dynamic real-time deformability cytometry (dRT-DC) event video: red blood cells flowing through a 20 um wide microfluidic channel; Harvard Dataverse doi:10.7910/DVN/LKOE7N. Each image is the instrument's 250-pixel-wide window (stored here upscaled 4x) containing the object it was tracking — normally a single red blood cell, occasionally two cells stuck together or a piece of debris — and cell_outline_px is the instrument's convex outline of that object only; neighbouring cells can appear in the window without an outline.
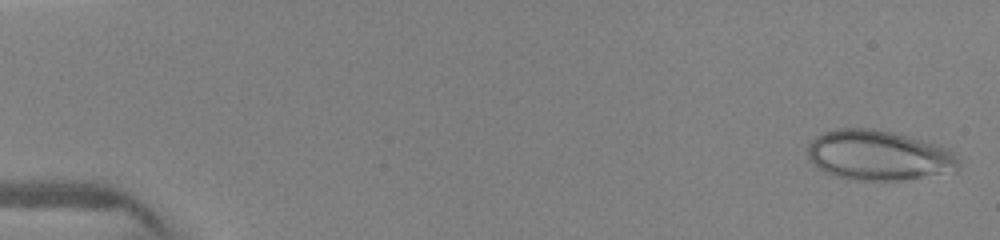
{"species": "human", "species_latin": "Homo sapiens", "temperature_condition": "warm", "stored_images_in_passage": 29, "camera_frame_rate_fps": 3000, "um_per_image_px": 0.085, "donor": {"sex": "female"}, "frame": {"image": 1, "passage_image": 1, "time_ms": 0.0, "image_size_px": [1000, 240], "cell_outline_px": [[960, 164], [956, 172], [896, 180], [852, 180], [836, 176], [820, 168], [808, 160], [808, 144], [816, 136], [824, 132], [836, 128], [872, 128], [892, 132], [940, 144], [948, 148], [960, 156]], "centroid_in_image_um": [74.74, 13.19], "position_along_channel_um": 10.3, "area_um2": 44.39}}
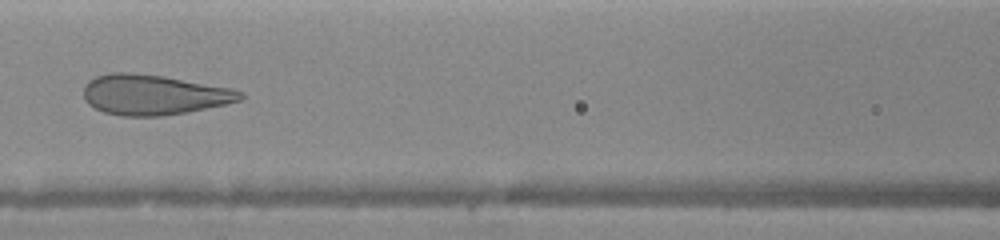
{"frame": {"image": 2, "passage_image": 21, "time_ms": 6.667, "image_size_px": [1000, 240], "cell_outline_px": [[244, 100], [228, 104], [188, 112], [160, 116], [120, 116], [104, 112], [88, 104], [84, 100], [84, 84], [88, 80], [96, 76], [112, 72], [128, 72], [164, 76], [232, 88], [244, 92]], "centroid_in_image_um": [13.09, 8.05], "position_along_channel_um": 153.5, "area_um2": 37.11}}
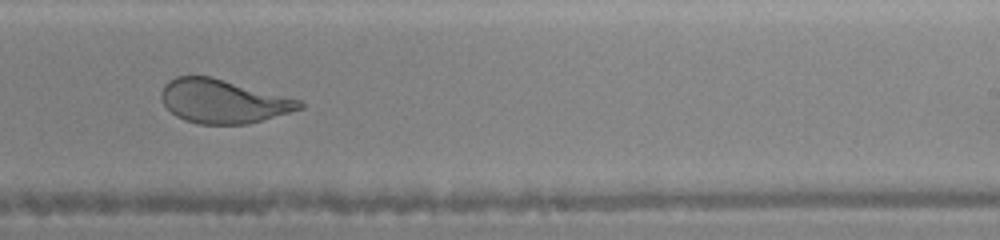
{"frame": {"image": 3, "passage_image": 27, "time_ms": 9.333, "image_size_px": [1000, 240], "cell_outline_px": [[304, 108], [248, 124], [196, 124], [184, 120], [176, 116], [164, 104], [160, 96], [160, 92], [164, 84], [168, 80], [176, 76], [212, 76], [300, 100], [304, 104]], "centroid_in_image_um": [18.93, 8.6], "position_along_channel_um": 270.1, "area_um2": 35.26}}